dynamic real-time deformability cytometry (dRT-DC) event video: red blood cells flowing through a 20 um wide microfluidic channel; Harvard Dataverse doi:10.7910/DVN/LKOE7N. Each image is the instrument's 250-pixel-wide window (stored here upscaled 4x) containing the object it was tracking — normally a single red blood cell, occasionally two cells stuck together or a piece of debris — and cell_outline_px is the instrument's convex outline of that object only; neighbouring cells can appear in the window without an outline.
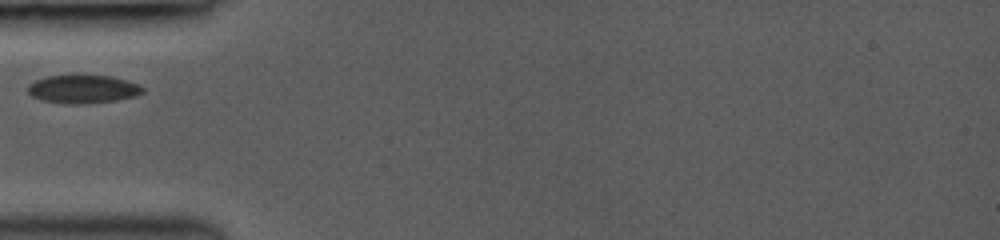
{"species": "common noctule bat (a hibernating species)", "species_latin": "Nyctalus noctula", "temperature_condition": "room temperature", "stored_images_in_passage": 17, "camera_frame_rate_fps": 3000, "um_per_image_px": 0.085, "animal": {"sex": "female", "body_mass_g": 19.0, "forearm_length_mm": 53.3}, "frame": {"image": 1, "passage_image": 1, "time_ms": 0.0, "image_size_px": [1000, 240], "cell_outline_px": [[144, 92], [136, 96], [116, 100], [84, 104], [64, 104], [40, 100], [32, 96], [28, 92], [28, 84], [44, 76], [76, 72], [112, 76], [136, 84], [144, 88]], "centroid_in_image_um": [6.99, 7.53], "position_along_channel_um": 78.0, "area_um2": 19.83}}
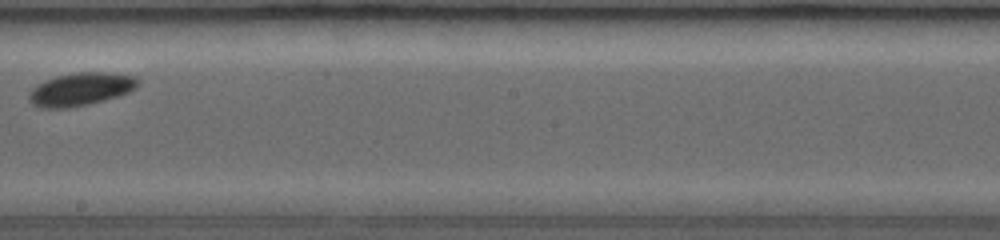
{"frame": {"image": 2, "passage_image": 8, "time_ms": 4.0, "image_size_px": [1000, 240], "cell_outline_px": [[140, 84], [136, 88], [128, 92], [116, 96], [88, 104], [68, 108], [40, 108], [32, 104], [28, 100], [28, 96], [32, 88], [36, 84], [44, 80], [56, 76], [76, 72], [108, 72], [136, 76], [140, 80]], "centroid_in_image_um": [6.84, 7.57], "position_along_channel_um": 241.4, "area_um2": 21.1}}
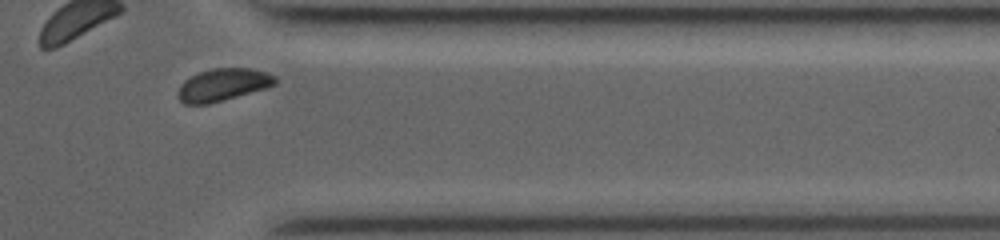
{"frame": {"image": 3, "passage_image": 15, "time_ms": 7.667, "image_size_px": [1000, 240], "cell_outline_px": [[276, 84], [268, 88], [224, 100], [208, 104], [184, 104], [176, 96], [176, 92], [180, 84], [184, 80], [200, 72], [212, 68], [252, 68], [268, 72], [276, 76]], "centroid_in_image_um": [18.96, 7.21], "position_along_channel_um": 392.4, "area_um2": 18.67}}